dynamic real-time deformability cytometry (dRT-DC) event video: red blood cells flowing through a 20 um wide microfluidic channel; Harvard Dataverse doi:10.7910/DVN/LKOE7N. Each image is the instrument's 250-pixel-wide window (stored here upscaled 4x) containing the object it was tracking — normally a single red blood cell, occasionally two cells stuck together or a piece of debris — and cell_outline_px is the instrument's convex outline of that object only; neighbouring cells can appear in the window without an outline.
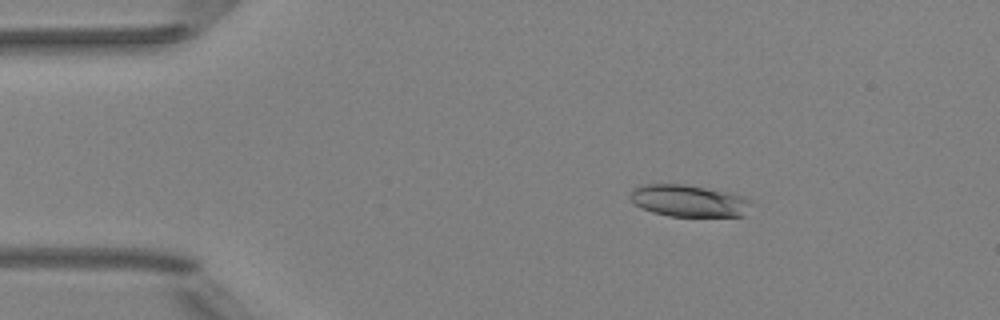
{"species": "Egyptian fruit bat (a non-hibernating species)", "species_latin": "Rousettus aegyptiacus", "temperature_condition": "room temperature", "stored_images_in_passage": 51, "camera_frame_rate_fps": 3000, "um_per_image_px": 0.085, "animal": {"sex": "female"}, "frame": {"image": 1, "passage_image": 8, "time_ms": 2.333, "image_size_px": [1000, 320], "cell_outline_px": [[752, 204], [744, 216], [668, 216], [652, 212], [640, 208], [628, 196], [640, 184], [684, 184], [732, 192], [752, 200]], "centroid_in_image_um": [58.58, 17.06], "position_along_channel_um": 26.4, "area_um2": 22.72}}
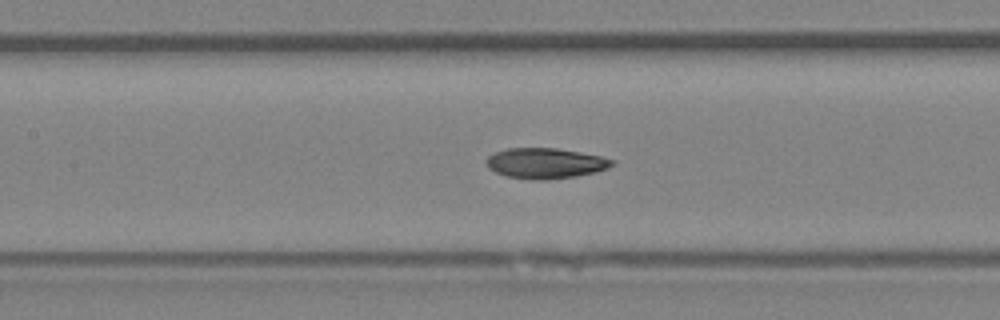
{"frame": {"image": 2, "passage_image": 23, "time_ms": 7.333, "image_size_px": [1000, 320], "cell_outline_px": [[616, 164], [608, 168], [596, 172], [576, 176], [548, 180], [528, 180], [504, 176], [488, 168], [488, 156], [496, 152], [508, 148], [556, 148], [580, 152], [600, 156], [616, 160]], "centroid_in_image_um": [46.4, 13.89], "position_along_channel_um": 161.0, "area_um2": 22.48}}
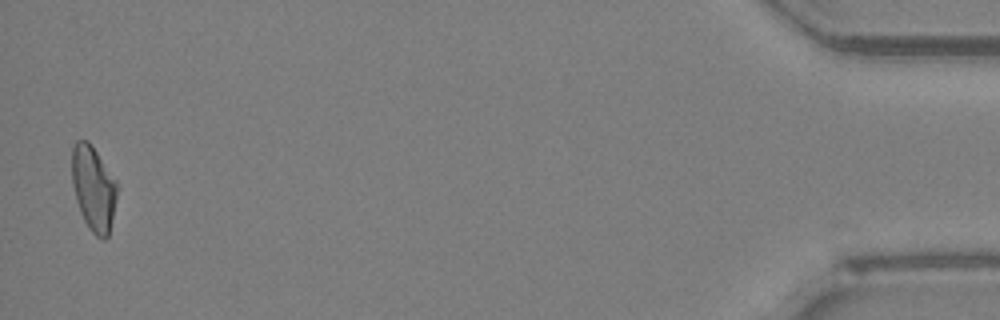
{"frame": {"image": 3, "passage_image": 50, "time_ms": 16.333, "image_size_px": [1000, 320], "cell_outline_px": [[116, 196], [108, 236], [104, 240], [96, 236], [92, 232], [84, 220], [80, 212], [76, 200], [72, 184], [72, 148], [76, 140], [88, 140], [116, 180]], "centroid_in_image_um": [7.92, 15.99], "position_along_channel_um": 427.3, "area_um2": 22.02}, "authors_computed_cell_mechanics": {"area_um2": 22.0796, "velocity_mm_per_s": 3.9993, "shape_relaxation_time_tau1_ms": 10.0911, "shape_relaxation_time_tau2_ms": 3.3608, "deformation_change_tau1": 0.2308, "deformation_change_tau2": 0.084}}